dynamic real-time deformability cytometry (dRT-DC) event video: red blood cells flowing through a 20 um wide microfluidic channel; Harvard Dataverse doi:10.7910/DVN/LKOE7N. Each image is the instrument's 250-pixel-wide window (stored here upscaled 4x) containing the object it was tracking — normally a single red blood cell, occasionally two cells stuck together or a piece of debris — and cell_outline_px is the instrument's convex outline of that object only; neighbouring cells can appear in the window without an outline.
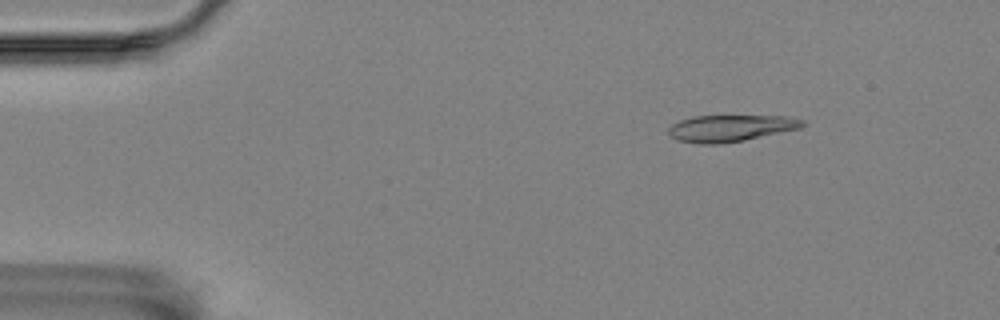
{"species": "Egyptian fruit bat (a non-hibernating species)", "species_latin": "Rousettus aegyptiacus", "temperature_condition": "room temperature", "stored_images_in_passage": 49, "camera_frame_rate_fps": 3000, "um_per_image_px": 0.085, "animal": {"sex": "female"}, "frame": {"image": 1, "passage_image": 7, "time_ms": 2.0, "image_size_px": [1000, 320], "cell_outline_px": [[808, 124], [800, 128], [744, 140], [720, 144], [700, 144], [676, 140], [668, 136], [668, 128], [672, 124], [680, 120], [692, 116], [784, 116], [804, 120]], "centroid_in_image_um": [62.06, 10.9], "position_along_channel_um": 22.9, "area_um2": 20.92}}
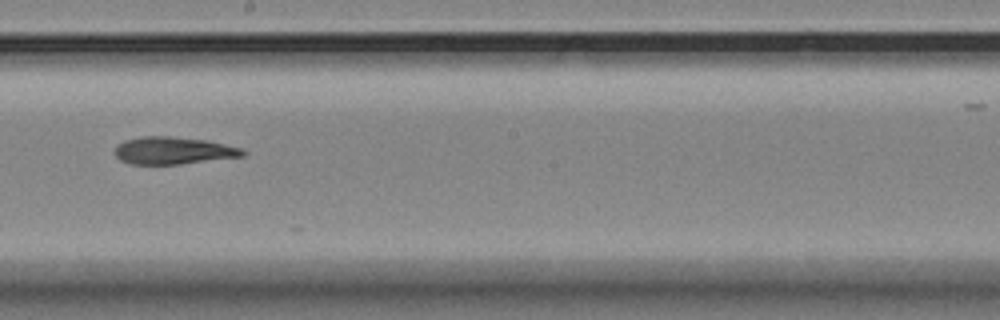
{"frame": {"image": 2, "passage_image": 31, "time_ms": 10.0, "image_size_px": [1000, 320], "cell_outline_px": [[248, 152], [244, 156], [180, 164], [132, 164], [120, 160], [116, 156], [116, 148], [124, 140], [144, 136], [172, 136], [208, 140], [240, 148]], "centroid_in_image_um": [14.76, 12.79], "position_along_channel_um": 233.4, "area_um2": 20.29}}
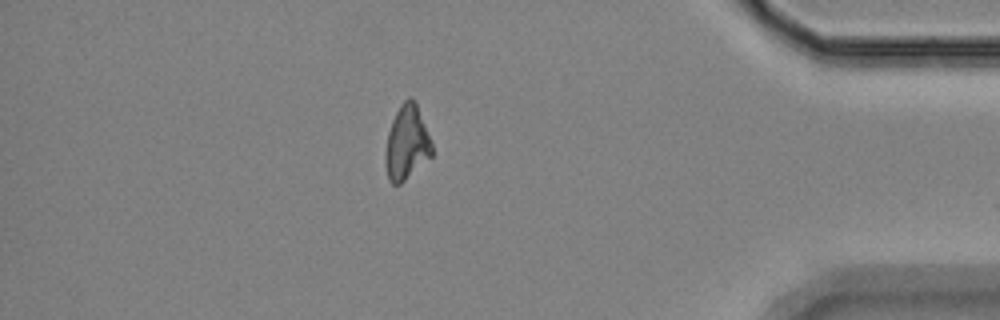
{"frame": {"image": 3, "passage_image": 48, "time_ms": 15.667, "image_size_px": [1000, 320], "cell_outline_px": [[432, 156], [400, 184], [392, 184], [388, 180], [384, 160], [384, 152], [388, 132], [392, 120], [400, 104], [408, 96], [412, 96], [416, 100], [432, 144]], "centroid_in_image_um": [34.55, 12.12], "position_along_channel_um": 400.6, "area_um2": 20.4}}